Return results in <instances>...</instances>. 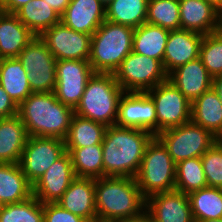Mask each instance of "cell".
I'll use <instances>...</instances> for the list:
<instances>
[{
	"mask_svg": "<svg viewBox=\"0 0 222 222\" xmlns=\"http://www.w3.org/2000/svg\"><path fill=\"white\" fill-rule=\"evenodd\" d=\"M154 137L139 128L107 126L102 142L103 177L135 178L145 149Z\"/></svg>",
	"mask_w": 222,
	"mask_h": 222,
	"instance_id": "obj_1",
	"label": "cell"
},
{
	"mask_svg": "<svg viewBox=\"0 0 222 222\" xmlns=\"http://www.w3.org/2000/svg\"><path fill=\"white\" fill-rule=\"evenodd\" d=\"M95 206L97 221L115 222L142 216L146 198L135 178L104 176L95 179Z\"/></svg>",
	"mask_w": 222,
	"mask_h": 222,
	"instance_id": "obj_2",
	"label": "cell"
},
{
	"mask_svg": "<svg viewBox=\"0 0 222 222\" xmlns=\"http://www.w3.org/2000/svg\"><path fill=\"white\" fill-rule=\"evenodd\" d=\"M74 114V108L60 102L54 92L31 93L18 106V115L29 136L64 140Z\"/></svg>",
	"mask_w": 222,
	"mask_h": 222,
	"instance_id": "obj_3",
	"label": "cell"
},
{
	"mask_svg": "<svg viewBox=\"0 0 222 222\" xmlns=\"http://www.w3.org/2000/svg\"><path fill=\"white\" fill-rule=\"evenodd\" d=\"M134 28L105 20L91 36L89 63L95 73H114L133 48Z\"/></svg>",
	"mask_w": 222,
	"mask_h": 222,
	"instance_id": "obj_4",
	"label": "cell"
},
{
	"mask_svg": "<svg viewBox=\"0 0 222 222\" xmlns=\"http://www.w3.org/2000/svg\"><path fill=\"white\" fill-rule=\"evenodd\" d=\"M123 93L114 73H94L74 109L75 114L106 126L115 125Z\"/></svg>",
	"mask_w": 222,
	"mask_h": 222,
	"instance_id": "obj_5",
	"label": "cell"
},
{
	"mask_svg": "<svg viewBox=\"0 0 222 222\" xmlns=\"http://www.w3.org/2000/svg\"><path fill=\"white\" fill-rule=\"evenodd\" d=\"M135 179L145 198L156 193L175 190L176 163L156 136L145 149Z\"/></svg>",
	"mask_w": 222,
	"mask_h": 222,
	"instance_id": "obj_6",
	"label": "cell"
},
{
	"mask_svg": "<svg viewBox=\"0 0 222 222\" xmlns=\"http://www.w3.org/2000/svg\"><path fill=\"white\" fill-rule=\"evenodd\" d=\"M114 76L124 92H147L168 80L160 60L131 51Z\"/></svg>",
	"mask_w": 222,
	"mask_h": 222,
	"instance_id": "obj_7",
	"label": "cell"
},
{
	"mask_svg": "<svg viewBox=\"0 0 222 222\" xmlns=\"http://www.w3.org/2000/svg\"><path fill=\"white\" fill-rule=\"evenodd\" d=\"M156 137L168 149L176 164L184 159L201 157L218 140L210 131L192 121L164 130Z\"/></svg>",
	"mask_w": 222,
	"mask_h": 222,
	"instance_id": "obj_8",
	"label": "cell"
},
{
	"mask_svg": "<svg viewBox=\"0 0 222 222\" xmlns=\"http://www.w3.org/2000/svg\"><path fill=\"white\" fill-rule=\"evenodd\" d=\"M17 58L27 73L32 93L54 92L57 60L40 36L33 38Z\"/></svg>",
	"mask_w": 222,
	"mask_h": 222,
	"instance_id": "obj_9",
	"label": "cell"
},
{
	"mask_svg": "<svg viewBox=\"0 0 222 222\" xmlns=\"http://www.w3.org/2000/svg\"><path fill=\"white\" fill-rule=\"evenodd\" d=\"M154 101L157 115V135L167 129L191 121V104L169 80L146 92Z\"/></svg>",
	"mask_w": 222,
	"mask_h": 222,
	"instance_id": "obj_10",
	"label": "cell"
},
{
	"mask_svg": "<svg viewBox=\"0 0 222 222\" xmlns=\"http://www.w3.org/2000/svg\"><path fill=\"white\" fill-rule=\"evenodd\" d=\"M65 152V142L61 138L29 136L19 165L28 181L34 185Z\"/></svg>",
	"mask_w": 222,
	"mask_h": 222,
	"instance_id": "obj_11",
	"label": "cell"
},
{
	"mask_svg": "<svg viewBox=\"0 0 222 222\" xmlns=\"http://www.w3.org/2000/svg\"><path fill=\"white\" fill-rule=\"evenodd\" d=\"M94 73L88 60H57L54 90L56 98L75 109Z\"/></svg>",
	"mask_w": 222,
	"mask_h": 222,
	"instance_id": "obj_12",
	"label": "cell"
},
{
	"mask_svg": "<svg viewBox=\"0 0 222 222\" xmlns=\"http://www.w3.org/2000/svg\"><path fill=\"white\" fill-rule=\"evenodd\" d=\"M91 36L72 30L60 22L48 28L40 38L56 60H89Z\"/></svg>",
	"mask_w": 222,
	"mask_h": 222,
	"instance_id": "obj_13",
	"label": "cell"
},
{
	"mask_svg": "<svg viewBox=\"0 0 222 222\" xmlns=\"http://www.w3.org/2000/svg\"><path fill=\"white\" fill-rule=\"evenodd\" d=\"M116 125L139 128L157 135L155 103L146 92H124L119 101Z\"/></svg>",
	"mask_w": 222,
	"mask_h": 222,
	"instance_id": "obj_14",
	"label": "cell"
},
{
	"mask_svg": "<svg viewBox=\"0 0 222 222\" xmlns=\"http://www.w3.org/2000/svg\"><path fill=\"white\" fill-rule=\"evenodd\" d=\"M76 178L72 159L66 151L33 185V196L41 203H57Z\"/></svg>",
	"mask_w": 222,
	"mask_h": 222,
	"instance_id": "obj_15",
	"label": "cell"
},
{
	"mask_svg": "<svg viewBox=\"0 0 222 222\" xmlns=\"http://www.w3.org/2000/svg\"><path fill=\"white\" fill-rule=\"evenodd\" d=\"M145 213L150 222H194L188 194L177 190L146 198Z\"/></svg>",
	"mask_w": 222,
	"mask_h": 222,
	"instance_id": "obj_16",
	"label": "cell"
},
{
	"mask_svg": "<svg viewBox=\"0 0 222 222\" xmlns=\"http://www.w3.org/2000/svg\"><path fill=\"white\" fill-rule=\"evenodd\" d=\"M180 26L202 35L222 28V12L206 0H179Z\"/></svg>",
	"mask_w": 222,
	"mask_h": 222,
	"instance_id": "obj_17",
	"label": "cell"
},
{
	"mask_svg": "<svg viewBox=\"0 0 222 222\" xmlns=\"http://www.w3.org/2000/svg\"><path fill=\"white\" fill-rule=\"evenodd\" d=\"M202 34L190 30H170L163 55V67L169 74L177 67L199 57Z\"/></svg>",
	"mask_w": 222,
	"mask_h": 222,
	"instance_id": "obj_18",
	"label": "cell"
},
{
	"mask_svg": "<svg viewBox=\"0 0 222 222\" xmlns=\"http://www.w3.org/2000/svg\"><path fill=\"white\" fill-rule=\"evenodd\" d=\"M213 77L208 73L200 58L181 65L168 74V80L193 102L212 88Z\"/></svg>",
	"mask_w": 222,
	"mask_h": 222,
	"instance_id": "obj_19",
	"label": "cell"
},
{
	"mask_svg": "<svg viewBox=\"0 0 222 222\" xmlns=\"http://www.w3.org/2000/svg\"><path fill=\"white\" fill-rule=\"evenodd\" d=\"M106 20V7L99 0H70L61 22L72 30L93 35Z\"/></svg>",
	"mask_w": 222,
	"mask_h": 222,
	"instance_id": "obj_20",
	"label": "cell"
},
{
	"mask_svg": "<svg viewBox=\"0 0 222 222\" xmlns=\"http://www.w3.org/2000/svg\"><path fill=\"white\" fill-rule=\"evenodd\" d=\"M57 203L88 222H96L95 179L76 177Z\"/></svg>",
	"mask_w": 222,
	"mask_h": 222,
	"instance_id": "obj_21",
	"label": "cell"
},
{
	"mask_svg": "<svg viewBox=\"0 0 222 222\" xmlns=\"http://www.w3.org/2000/svg\"><path fill=\"white\" fill-rule=\"evenodd\" d=\"M36 36L14 15L0 16V59L17 58Z\"/></svg>",
	"mask_w": 222,
	"mask_h": 222,
	"instance_id": "obj_22",
	"label": "cell"
},
{
	"mask_svg": "<svg viewBox=\"0 0 222 222\" xmlns=\"http://www.w3.org/2000/svg\"><path fill=\"white\" fill-rule=\"evenodd\" d=\"M28 138L18 114L0 119V163H19Z\"/></svg>",
	"mask_w": 222,
	"mask_h": 222,
	"instance_id": "obj_23",
	"label": "cell"
},
{
	"mask_svg": "<svg viewBox=\"0 0 222 222\" xmlns=\"http://www.w3.org/2000/svg\"><path fill=\"white\" fill-rule=\"evenodd\" d=\"M33 196V185L19 163H0V203H18Z\"/></svg>",
	"mask_w": 222,
	"mask_h": 222,
	"instance_id": "obj_24",
	"label": "cell"
},
{
	"mask_svg": "<svg viewBox=\"0 0 222 222\" xmlns=\"http://www.w3.org/2000/svg\"><path fill=\"white\" fill-rule=\"evenodd\" d=\"M191 121L217 138L222 135V104L213 88L192 102Z\"/></svg>",
	"mask_w": 222,
	"mask_h": 222,
	"instance_id": "obj_25",
	"label": "cell"
},
{
	"mask_svg": "<svg viewBox=\"0 0 222 222\" xmlns=\"http://www.w3.org/2000/svg\"><path fill=\"white\" fill-rule=\"evenodd\" d=\"M0 84L17 106L32 93L27 73L18 58L0 59Z\"/></svg>",
	"mask_w": 222,
	"mask_h": 222,
	"instance_id": "obj_26",
	"label": "cell"
},
{
	"mask_svg": "<svg viewBox=\"0 0 222 222\" xmlns=\"http://www.w3.org/2000/svg\"><path fill=\"white\" fill-rule=\"evenodd\" d=\"M14 15L35 35L61 22V16L44 0H32Z\"/></svg>",
	"mask_w": 222,
	"mask_h": 222,
	"instance_id": "obj_27",
	"label": "cell"
},
{
	"mask_svg": "<svg viewBox=\"0 0 222 222\" xmlns=\"http://www.w3.org/2000/svg\"><path fill=\"white\" fill-rule=\"evenodd\" d=\"M170 30L143 23L134 29L132 51L163 63V55Z\"/></svg>",
	"mask_w": 222,
	"mask_h": 222,
	"instance_id": "obj_28",
	"label": "cell"
},
{
	"mask_svg": "<svg viewBox=\"0 0 222 222\" xmlns=\"http://www.w3.org/2000/svg\"><path fill=\"white\" fill-rule=\"evenodd\" d=\"M107 126L74 114L68 134L64 139L65 148H81L102 144Z\"/></svg>",
	"mask_w": 222,
	"mask_h": 222,
	"instance_id": "obj_29",
	"label": "cell"
},
{
	"mask_svg": "<svg viewBox=\"0 0 222 222\" xmlns=\"http://www.w3.org/2000/svg\"><path fill=\"white\" fill-rule=\"evenodd\" d=\"M188 197L194 222L222 218V189L207 186Z\"/></svg>",
	"mask_w": 222,
	"mask_h": 222,
	"instance_id": "obj_30",
	"label": "cell"
},
{
	"mask_svg": "<svg viewBox=\"0 0 222 222\" xmlns=\"http://www.w3.org/2000/svg\"><path fill=\"white\" fill-rule=\"evenodd\" d=\"M72 159L74 174L79 178L103 177L102 144L81 148H66Z\"/></svg>",
	"mask_w": 222,
	"mask_h": 222,
	"instance_id": "obj_31",
	"label": "cell"
},
{
	"mask_svg": "<svg viewBox=\"0 0 222 222\" xmlns=\"http://www.w3.org/2000/svg\"><path fill=\"white\" fill-rule=\"evenodd\" d=\"M148 0H113L106 7V20L138 28L146 23Z\"/></svg>",
	"mask_w": 222,
	"mask_h": 222,
	"instance_id": "obj_32",
	"label": "cell"
},
{
	"mask_svg": "<svg viewBox=\"0 0 222 222\" xmlns=\"http://www.w3.org/2000/svg\"><path fill=\"white\" fill-rule=\"evenodd\" d=\"M207 187L201 157L184 159L176 164L175 190L185 194Z\"/></svg>",
	"mask_w": 222,
	"mask_h": 222,
	"instance_id": "obj_33",
	"label": "cell"
},
{
	"mask_svg": "<svg viewBox=\"0 0 222 222\" xmlns=\"http://www.w3.org/2000/svg\"><path fill=\"white\" fill-rule=\"evenodd\" d=\"M179 0H148L146 23L168 30H179Z\"/></svg>",
	"mask_w": 222,
	"mask_h": 222,
	"instance_id": "obj_34",
	"label": "cell"
},
{
	"mask_svg": "<svg viewBox=\"0 0 222 222\" xmlns=\"http://www.w3.org/2000/svg\"><path fill=\"white\" fill-rule=\"evenodd\" d=\"M0 222H44L43 203L32 196L18 203L2 205Z\"/></svg>",
	"mask_w": 222,
	"mask_h": 222,
	"instance_id": "obj_35",
	"label": "cell"
},
{
	"mask_svg": "<svg viewBox=\"0 0 222 222\" xmlns=\"http://www.w3.org/2000/svg\"><path fill=\"white\" fill-rule=\"evenodd\" d=\"M199 58L212 77L222 74V28L203 36Z\"/></svg>",
	"mask_w": 222,
	"mask_h": 222,
	"instance_id": "obj_36",
	"label": "cell"
},
{
	"mask_svg": "<svg viewBox=\"0 0 222 222\" xmlns=\"http://www.w3.org/2000/svg\"><path fill=\"white\" fill-rule=\"evenodd\" d=\"M207 186L222 189V143L217 140L202 156Z\"/></svg>",
	"mask_w": 222,
	"mask_h": 222,
	"instance_id": "obj_37",
	"label": "cell"
},
{
	"mask_svg": "<svg viewBox=\"0 0 222 222\" xmlns=\"http://www.w3.org/2000/svg\"><path fill=\"white\" fill-rule=\"evenodd\" d=\"M44 222H88L87 220L65 210L58 203L43 204Z\"/></svg>",
	"mask_w": 222,
	"mask_h": 222,
	"instance_id": "obj_38",
	"label": "cell"
},
{
	"mask_svg": "<svg viewBox=\"0 0 222 222\" xmlns=\"http://www.w3.org/2000/svg\"><path fill=\"white\" fill-rule=\"evenodd\" d=\"M18 114V106L0 84V119L13 117Z\"/></svg>",
	"mask_w": 222,
	"mask_h": 222,
	"instance_id": "obj_39",
	"label": "cell"
},
{
	"mask_svg": "<svg viewBox=\"0 0 222 222\" xmlns=\"http://www.w3.org/2000/svg\"><path fill=\"white\" fill-rule=\"evenodd\" d=\"M5 13L14 14L19 8L32 0H0Z\"/></svg>",
	"mask_w": 222,
	"mask_h": 222,
	"instance_id": "obj_40",
	"label": "cell"
},
{
	"mask_svg": "<svg viewBox=\"0 0 222 222\" xmlns=\"http://www.w3.org/2000/svg\"><path fill=\"white\" fill-rule=\"evenodd\" d=\"M46 1L60 16H62L70 3V0H44Z\"/></svg>",
	"mask_w": 222,
	"mask_h": 222,
	"instance_id": "obj_41",
	"label": "cell"
},
{
	"mask_svg": "<svg viewBox=\"0 0 222 222\" xmlns=\"http://www.w3.org/2000/svg\"><path fill=\"white\" fill-rule=\"evenodd\" d=\"M212 88L217 93L222 104V74L213 77Z\"/></svg>",
	"mask_w": 222,
	"mask_h": 222,
	"instance_id": "obj_42",
	"label": "cell"
},
{
	"mask_svg": "<svg viewBox=\"0 0 222 222\" xmlns=\"http://www.w3.org/2000/svg\"><path fill=\"white\" fill-rule=\"evenodd\" d=\"M115 222H150L149 216L144 213L142 216L134 219L118 220Z\"/></svg>",
	"mask_w": 222,
	"mask_h": 222,
	"instance_id": "obj_43",
	"label": "cell"
},
{
	"mask_svg": "<svg viewBox=\"0 0 222 222\" xmlns=\"http://www.w3.org/2000/svg\"><path fill=\"white\" fill-rule=\"evenodd\" d=\"M222 12V0H206Z\"/></svg>",
	"mask_w": 222,
	"mask_h": 222,
	"instance_id": "obj_44",
	"label": "cell"
},
{
	"mask_svg": "<svg viewBox=\"0 0 222 222\" xmlns=\"http://www.w3.org/2000/svg\"><path fill=\"white\" fill-rule=\"evenodd\" d=\"M99 1L104 7H107L113 0H99Z\"/></svg>",
	"mask_w": 222,
	"mask_h": 222,
	"instance_id": "obj_45",
	"label": "cell"
},
{
	"mask_svg": "<svg viewBox=\"0 0 222 222\" xmlns=\"http://www.w3.org/2000/svg\"><path fill=\"white\" fill-rule=\"evenodd\" d=\"M196 222H222V218L215 219V220H202V221H196Z\"/></svg>",
	"mask_w": 222,
	"mask_h": 222,
	"instance_id": "obj_46",
	"label": "cell"
},
{
	"mask_svg": "<svg viewBox=\"0 0 222 222\" xmlns=\"http://www.w3.org/2000/svg\"><path fill=\"white\" fill-rule=\"evenodd\" d=\"M3 12H4V11H3V7H2L1 1H0V16H1V14H2Z\"/></svg>",
	"mask_w": 222,
	"mask_h": 222,
	"instance_id": "obj_47",
	"label": "cell"
},
{
	"mask_svg": "<svg viewBox=\"0 0 222 222\" xmlns=\"http://www.w3.org/2000/svg\"><path fill=\"white\" fill-rule=\"evenodd\" d=\"M218 140L222 143V135L218 138Z\"/></svg>",
	"mask_w": 222,
	"mask_h": 222,
	"instance_id": "obj_48",
	"label": "cell"
}]
</instances>
